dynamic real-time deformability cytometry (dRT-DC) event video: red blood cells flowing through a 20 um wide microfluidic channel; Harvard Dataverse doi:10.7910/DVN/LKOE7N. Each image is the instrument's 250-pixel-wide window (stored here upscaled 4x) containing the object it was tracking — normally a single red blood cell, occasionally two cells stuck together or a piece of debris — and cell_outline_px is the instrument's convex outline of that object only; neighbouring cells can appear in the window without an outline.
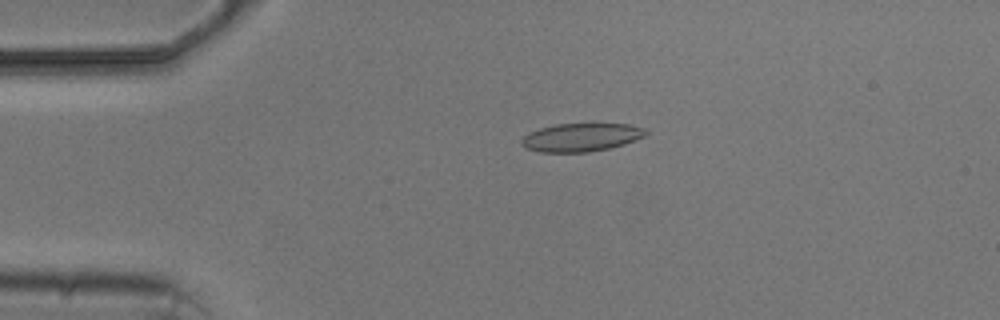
{"species": "common noctule bat (a hibernating species)", "species_latin": "Nyctalus noctula", "temperature_condition": "cold", "stored_images_in_passage": 5, "camera_frame_rate_fps": 3000, "um_per_image_px": 0.085, "animal": {"sex": "male", "body_mass_g": 20.5, "forearm_length_mm": 52.5}, "frame": {"image": 1, "passage_image": 4, "time_ms": 3.333, "image_size_px": [1000, 320], "cell_outline_px": [[648, 132], [644, 136], [624, 144], [608, 148], [588, 152], [540, 152], [524, 148], [520, 144], [520, 140], [524, 136], [540, 128], [556, 124], [628, 124], [644, 128]], "centroid_in_image_um": [49.37, 11.68], "position_along_channel_um": 35.6, "area_um2": 20.29}}